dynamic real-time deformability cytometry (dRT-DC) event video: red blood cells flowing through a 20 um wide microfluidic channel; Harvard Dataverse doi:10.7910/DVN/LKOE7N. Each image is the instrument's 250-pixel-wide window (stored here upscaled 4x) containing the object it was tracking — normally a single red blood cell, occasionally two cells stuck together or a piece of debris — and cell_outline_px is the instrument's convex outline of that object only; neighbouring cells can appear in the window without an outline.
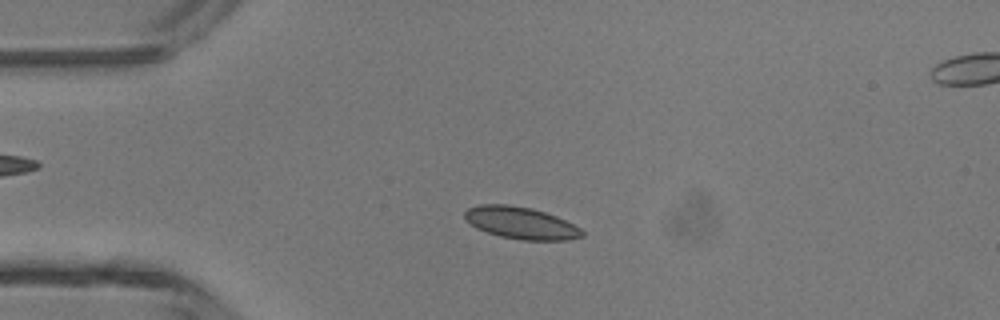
{"species": "common noctule bat (a hibernating species)", "species_latin": "Nyctalus noctula", "temperature_condition": "room temperature", "stored_images_in_passage": 46, "camera_frame_rate_fps": 3000, "um_per_image_px": 0.085, "animal": {"sex": "male", "body_mass_g": 13.3}, "frame": {"image": 1, "passage_image": 10, "time_ms": 3.0, "image_size_px": [1000, 320], "cell_outline_px": [[584, 236], [568, 240], [520, 240], [500, 236], [476, 228], [464, 216], [464, 212], [468, 208], [480, 204], [508, 204], [532, 208], [556, 216], [580, 228], [584, 232]], "centroid_in_image_um": [44.28, 18.95], "position_along_channel_um": 40.7, "area_um2": 21.79}}
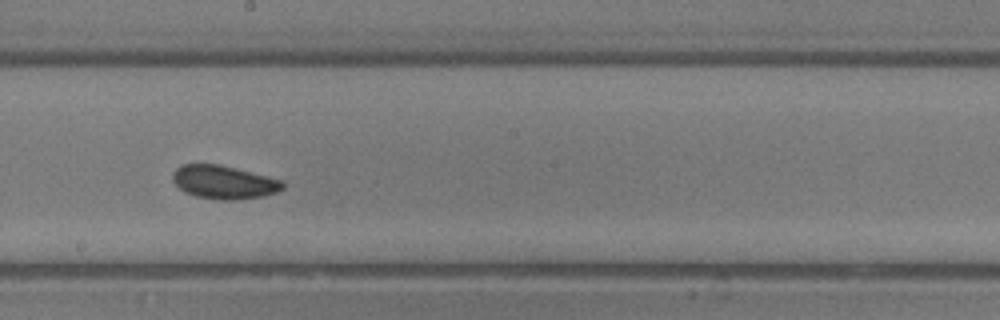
{"frame": {"image": 2, "passage_image": 25, "time_ms": 8.0, "image_size_px": [1000, 320], "cell_outline_px": [[284, 188], [276, 192], [264, 196], [236, 200], [216, 200], [196, 196], [184, 192], [172, 180], [172, 172], [180, 164], [220, 164], [284, 180]], "centroid_in_image_um": [19.03, 15.48], "position_along_channel_um": 229.2, "area_um2": 21.68}}
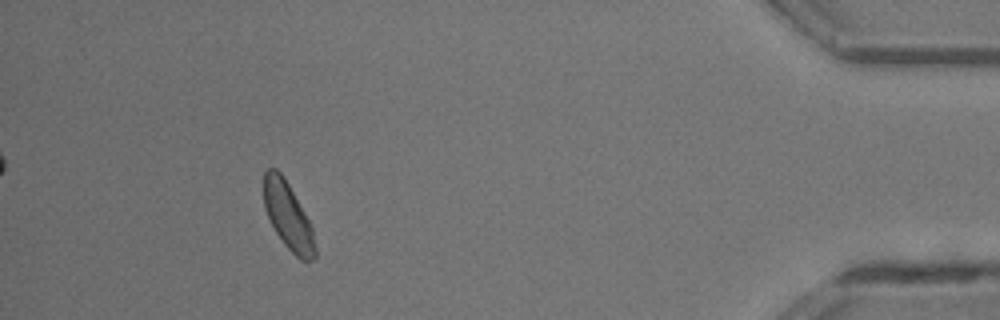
{"frame": {"image": 3, "passage_image": 42, "time_ms": 13.667, "image_size_px": [1000, 320], "cell_outline_px": [[316, 256], [312, 260], [300, 260], [284, 244], [276, 232], [264, 208], [264, 172], [268, 168], [276, 168], [284, 176], [304, 212], [312, 228], [316, 248]], "centroid_in_image_um": [24.48, 18.35], "position_along_channel_um": 410.7, "area_um2": 19.77}, "authors_computed_cell_mechanics": {"area_um2": 20.8947, "velocity_mm_per_s": 4.3103, "shape_relaxation_time_tau1_ms": 2.4898, "shape_relaxation_time_tau2_ms": 9.3355, "deformation_change_tau1": 0.0475, "deformation_change_tau2": 0.13}}